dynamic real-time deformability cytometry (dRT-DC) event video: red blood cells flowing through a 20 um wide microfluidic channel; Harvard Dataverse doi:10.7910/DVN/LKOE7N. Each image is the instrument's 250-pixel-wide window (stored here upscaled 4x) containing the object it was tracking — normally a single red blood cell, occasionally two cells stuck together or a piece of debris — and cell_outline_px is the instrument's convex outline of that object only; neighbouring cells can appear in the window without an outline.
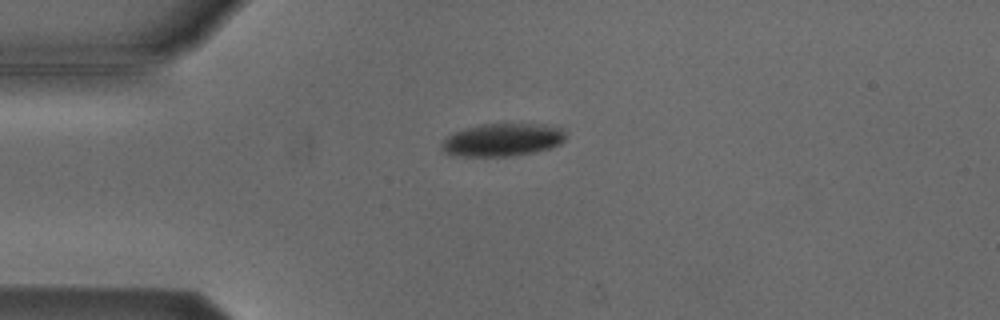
{"species": "Egyptian fruit bat (a non-hibernating species)", "species_latin": "Rousettus aegyptiacus", "temperature_condition": "cold", "stored_images_in_passage": 41, "camera_frame_rate_fps": 3000, "um_per_image_px": 0.085, "animal": {"sex": "male"}, "frame": {"image": 1, "passage_image": 1, "time_ms": 0.0, "image_size_px": [1000, 320], "cell_outline_px": [[564, 140], [560, 144], [548, 148], [532, 152], [512, 156], [460, 156], [444, 152], [440, 148], [440, 144], [448, 136], [456, 132], [480, 124], [544, 124], [560, 128], [564, 132]], "centroid_in_image_um": [42.69, 11.89], "position_along_channel_um": 42.3, "area_um2": 23.41}}
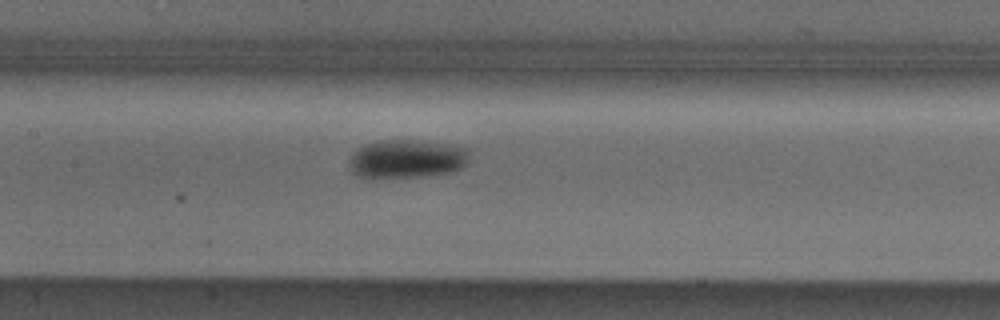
{"frame": {"image": 2, "passage_image": 13, "time_ms": 4.0, "image_size_px": [1000, 320], "cell_outline_px": [[468, 160], [460, 168], [448, 172], [428, 176], [356, 176], [348, 168], [348, 160], [360, 148], [368, 144], [380, 140], [412, 140], [448, 144], [468, 148]], "centroid_in_image_um": [34.58, 13.49], "position_along_channel_um": 172.8, "area_um2": 26.36}}
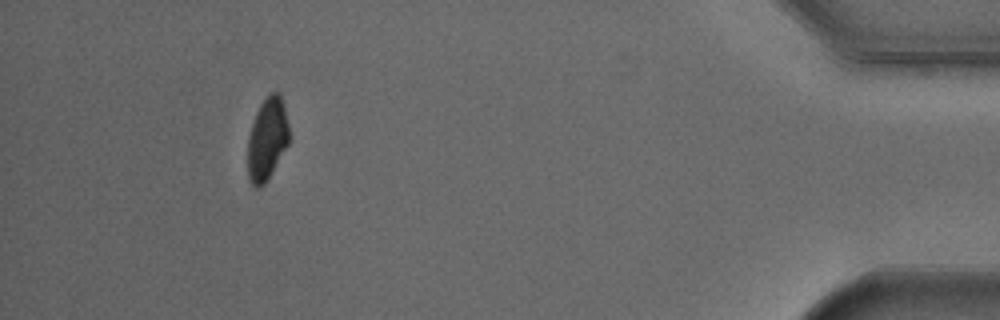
{"frame": {"image": 3, "passage_image": 37, "time_ms": 12.0, "image_size_px": [1000, 320], "cell_outline_px": [[288, 144], [264, 184], [260, 188], [256, 188], [252, 184], [248, 176], [248, 136], [256, 112], [260, 104], [272, 92], [280, 92], [284, 104], [288, 124]], "centroid_in_image_um": [22.7, 11.8], "position_along_channel_um": 412.5, "area_um2": 19.59}, "authors_computed_cell_mechanics": {"area_um2": 24.3916, "velocity_mm_per_s": 3.8217, "shape_relaxation_time_tau1_ms": 2.1945, "shape_relaxation_time_tau2_ms": null, "deformation_change_tau1": 0.0934, "deformation_change_tau2": null}}